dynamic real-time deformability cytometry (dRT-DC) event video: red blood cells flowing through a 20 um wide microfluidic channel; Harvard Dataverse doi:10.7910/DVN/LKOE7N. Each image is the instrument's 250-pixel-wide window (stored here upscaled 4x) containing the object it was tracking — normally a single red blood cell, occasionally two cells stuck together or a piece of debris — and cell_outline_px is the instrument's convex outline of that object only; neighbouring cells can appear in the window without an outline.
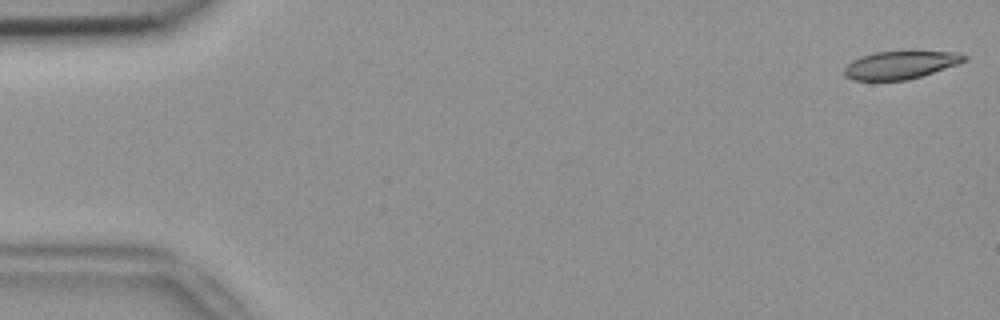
{"species": "common noctule bat (a hibernating species)", "species_latin": "Nyctalus noctula", "temperature_condition": "room temperature", "stored_images_in_passage": 5, "camera_frame_rate_fps": 3000, "um_per_image_px": 0.085, "animal": {"sex": "female", "body_mass_g": 18.4}, "frame": {"image": 1, "passage_image": 1, "time_ms": 0.0, "image_size_px": [1000, 320], "cell_outline_px": [[968, 60], [908, 80], [852, 80], [844, 76], [844, 68], [852, 60], [876, 52], [956, 52], [968, 56]], "centroid_in_image_um": [76.51, 5.53], "position_along_channel_um": 8.5, "area_um2": 19.07}}
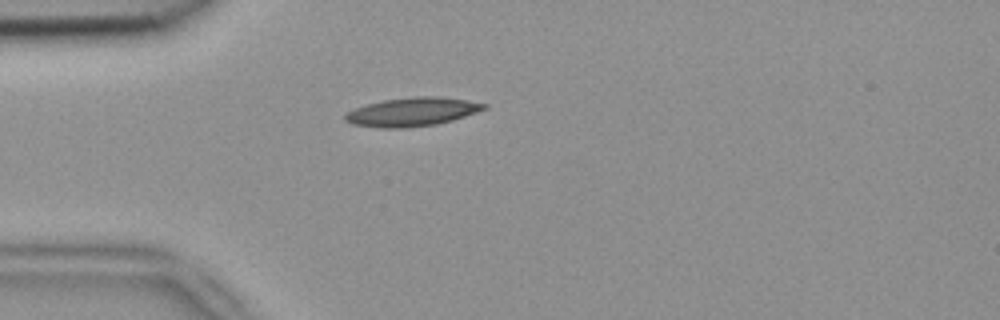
{"frame": {"image": 2, "passage_image": 5, "time_ms": 1.333, "image_size_px": [1000, 320], "cell_outline_px": [[488, 108], [452, 120], [436, 124], [408, 128], [380, 128], [352, 124], [344, 120], [344, 112], [368, 104], [384, 100], [416, 96], [440, 96], [488, 104]], "centroid_in_image_um": [35.01, 9.51], "position_along_channel_um": 50.0, "area_um2": 23.18}}